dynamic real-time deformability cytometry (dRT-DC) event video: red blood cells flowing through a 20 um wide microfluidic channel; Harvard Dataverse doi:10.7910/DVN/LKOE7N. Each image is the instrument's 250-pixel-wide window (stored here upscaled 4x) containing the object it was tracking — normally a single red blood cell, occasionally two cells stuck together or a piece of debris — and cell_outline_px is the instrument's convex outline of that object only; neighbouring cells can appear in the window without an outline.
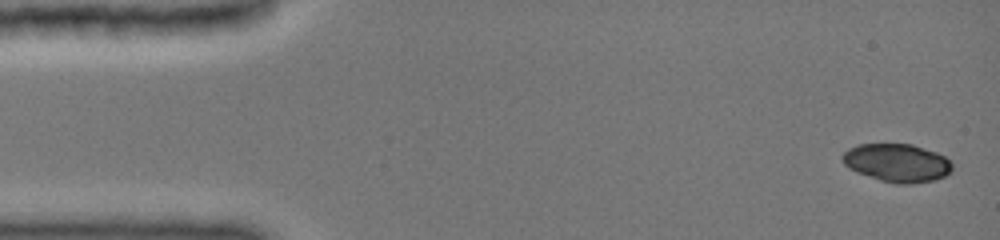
{"species": "common noctule bat (a hibernating species)", "species_latin": "Nyctalus noctula", "temperature_condition": "cold", "stored_images_in_passage": 11, "camera_frame_rate_fps": 3000, "um_per_image_px": 0.085, "animal": {"sex": "female", "body_mass_g": 19.0, "forearm_length_mm": 51.5}, "frame": {"image": 1, "passage_image": 1, "time_ms": 0.0, "image_size_px": [1000, 240], "cell_outline_px": [[952, 172], [936, 180], [912, 184], [896, 184], [880, 180], [856, 172], [848, 168], [844, 164], [840, 156], [848, 148], [856, 144], [912, 144], [936, 152], [944, 156], [952, 164]], "centroid_in_image_um": [76.23, 13.84], "position_along_channel_um": 8.8, "area_um2": 24.68}}
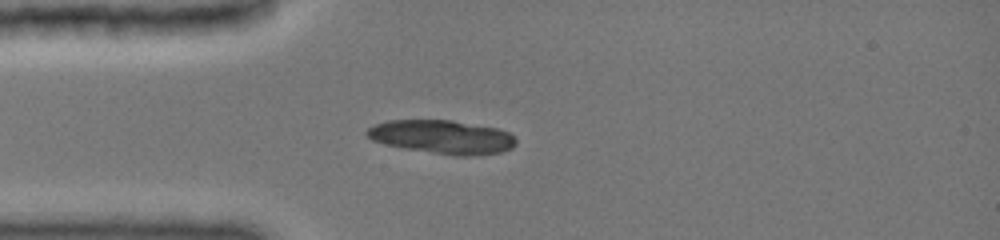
{"frame": {"image": 2, "passage_image": 7, "time_ms": 3.667, "image_size_px": [1000, 240], "cell_outline_px": [[516, 144], [512, 148], [500, 152], [476, 156], [452, 156], [404, 148], [384, 144], [372, 140], [364, 136], [364, 132], [368, 128], [376, 124], [388, 120], [452, 120], [496, 128], [508, 132], [516, 140]], "centroid_in_image_um": [37.56, 11.65], "position_along_channel_um": 47.4, "area_um2": 29.42}}
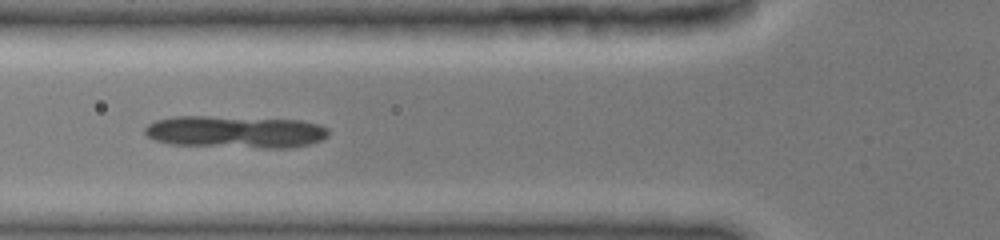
{"frame": {"image": 3, "passage_image": 10, "time_ms": 5.333, "image_size_px": [1000, 240], "cell_outline_px": [[328, 136], [320, 140], [308, 144], [292, 148], [260, 148], [168, 144], [152, 140], [144, 132], [144, 128], [148, 124], [156, 120], [172, 116], [208, 116], [300, 120], [320, 124], [328, 128]], "centroid_in_image_um": [19.98, 11.21], "position_along_channel_um": 105.8, "area_um2": 34.85}}